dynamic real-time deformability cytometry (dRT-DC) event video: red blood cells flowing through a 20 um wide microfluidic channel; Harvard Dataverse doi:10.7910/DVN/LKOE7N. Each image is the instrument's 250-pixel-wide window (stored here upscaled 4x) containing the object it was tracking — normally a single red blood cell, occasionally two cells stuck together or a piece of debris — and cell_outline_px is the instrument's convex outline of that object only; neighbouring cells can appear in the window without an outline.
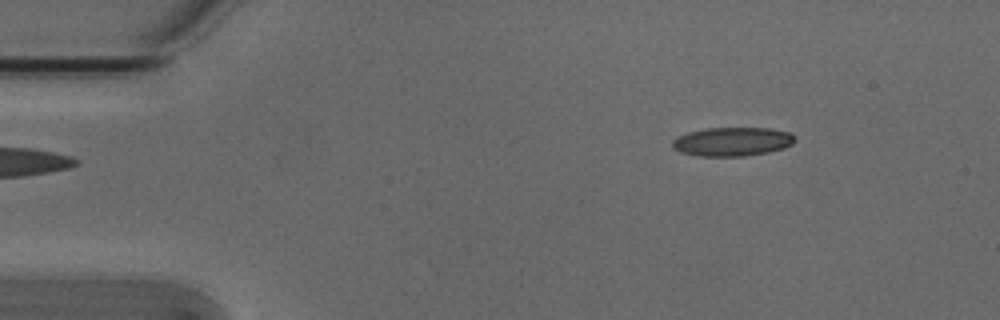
{"species": "Egyptian fruit bat (a non-hibernating species)", "species_latin": "Rousettus aegyptiacus", "temperature_condition": "cold", "stored_images_in_passage": 12, "camera_frame_rate_fps": 3000, "um_per_image_px": 0.085, "animal": {"sex": "male"}, "frame": {"image": 1, "passage_image": 1, "time_ms": 0.0, "image_size_px": [1000, 320], "cell_outline_px": [[796, 140], [792, 144], [784, 148], [768, 152], [744, 156], [696, 156], [680, 152], [672, 148], [672, 140], [688, 132], [704, 128], [768, 128], [788, 132], [796, 136]], "centroid_in_image_um": [62.24, 12.04], "position_along_channel_um": 22.8, "area_um2": 20.69}}
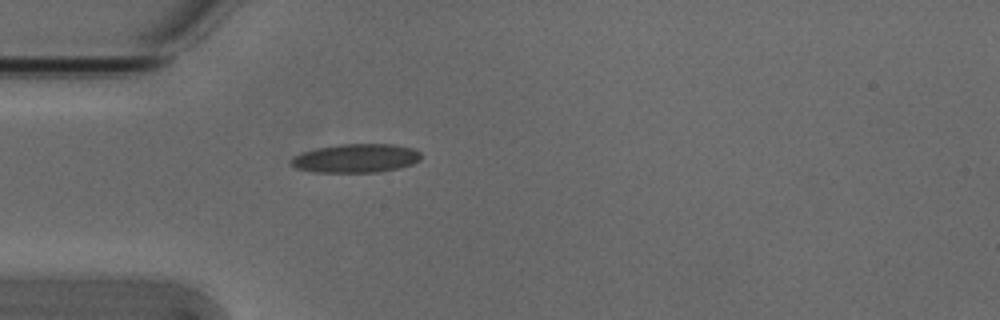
{"frame": {"image": 2, "passage_image": 9, "time_ms": 2.667, "image_size_px": [1000, 320], "cell_outline_px": [[420, 160], [412, 164], [400, 168], [380, 172], [316, 172], [296, 168], [292, 164], [292, 160], [296, 156], [304, 152], [316, 148], [340, 144], [392, 144], [412, 148], [420, 152]], "centroid_in_image_um": [30.31, 13.45], "position_along_channel_um": 54.7, "area_um2": 21.56}}